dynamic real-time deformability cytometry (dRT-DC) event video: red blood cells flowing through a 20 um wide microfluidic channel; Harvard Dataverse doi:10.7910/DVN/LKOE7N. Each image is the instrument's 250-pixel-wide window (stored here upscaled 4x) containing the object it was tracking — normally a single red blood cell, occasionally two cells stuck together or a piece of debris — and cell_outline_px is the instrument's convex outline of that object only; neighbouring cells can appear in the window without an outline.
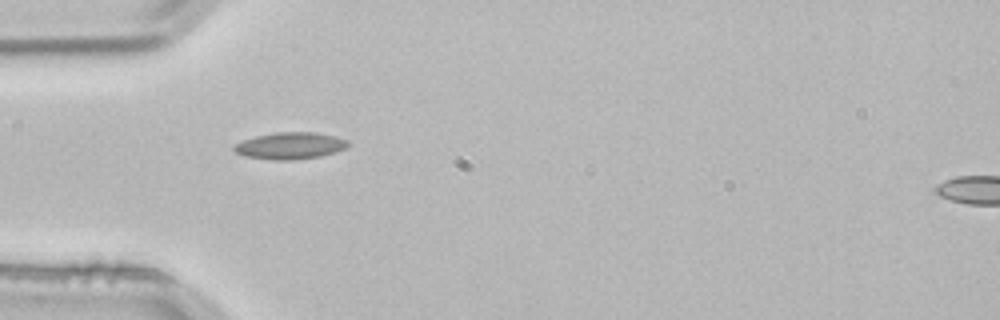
{"species": "common noctule bat (a hibernating species)", "species_latin": "Nyctalus noctula", "temperature_condition": "room temperature", "stored_images_in_passage": 1, "camera_frame_rate_fps": 3000, "um_per_image_px": 0.085, "animal": {"sex": "male", "body_mass_g": 21.5, "forearm_length_mm": 52.0}, "frame": {"image": 1, "passage_image": 1, "time_ms": 0.0, "image_size_px": [1000, 320], "cell_outline_px": [[348, 144], [344, 148], [336, 152], [320, 156], [292, 160], [272, 160], [244, 156], [236, 152], [232, 148], [236, 144], [244, 140], [256, 136], [276, 132], [316, 132], [336, 136], [348, 140]], "centroid_in_image_um": [24.67, 12.38], "position_along_channel_um": 60.3, "area_um2": 17.74}}